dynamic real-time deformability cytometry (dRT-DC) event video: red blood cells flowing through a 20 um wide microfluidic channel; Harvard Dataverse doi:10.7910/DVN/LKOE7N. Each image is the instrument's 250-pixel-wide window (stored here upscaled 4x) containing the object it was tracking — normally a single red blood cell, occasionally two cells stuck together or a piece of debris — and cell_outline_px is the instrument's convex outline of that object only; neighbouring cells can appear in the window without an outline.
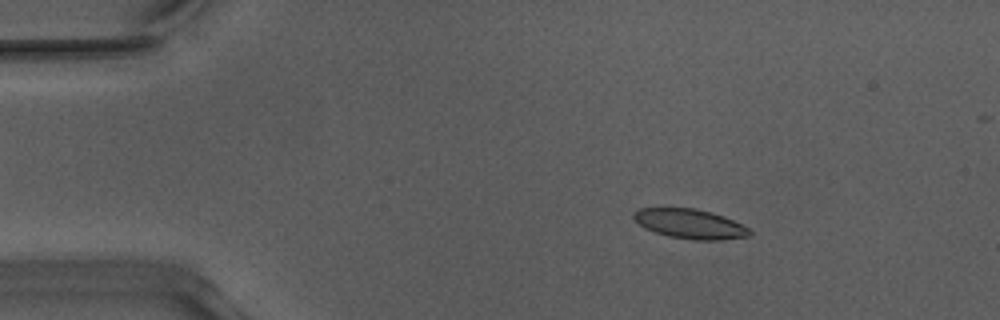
{"species": "Egyptian fruit bat (a non-hibernating species)", "species_latin": "Rousettus aegyptiacus", "temperature_condition": "warm", "stored_images_in_passage": 53, "camera_frame_rate_fps": 3000, "um_per_image_px": 0.085, "animal": {"sex": "male"}, "frame": {"image": 1, "passage_image": 8, "time_ms": 2.333, "image_size_px": [1000, 320], "cell_outline_px": [[752, 236], [720, 240], [696, 240], [668, 236], [644, 228], [632, 216], [632, 212], [640, 208], [696, 208], [712, 212], [724, 216], [748, 228], [752, 232]], "centroid_in_image_um": [58.66, 19.02], "position_along_channel_um": 26.3, "area_um2": 20.0}}
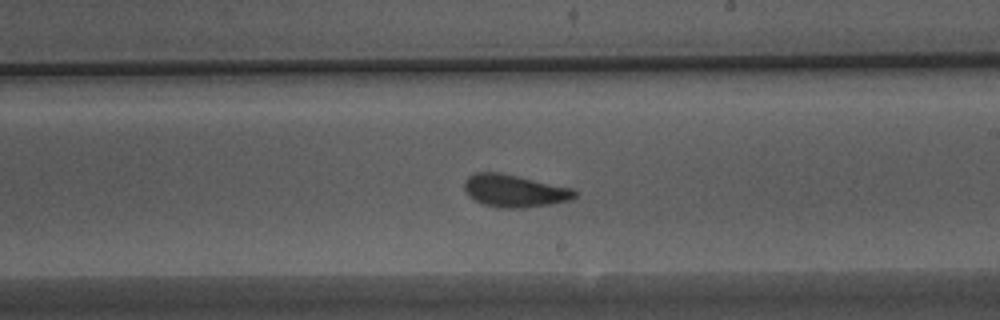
{"frame": {"image": 2, "passage_image": 30, "time_ms": 9.667, "image_size_px": [1000, 320], "cell_outline_px": [[576, 196], [568, 200], [548, 204], [520, 208], [500, 208], [484, 204], [468, 196], [464, 188], [464, 180], [468, 176], [476, 172], [500, 172], [576, 188]], "centroid_in_image_um": [43.73, 16.2], "position_along_channel_um": 245.3, "area_um2": 20.98}}
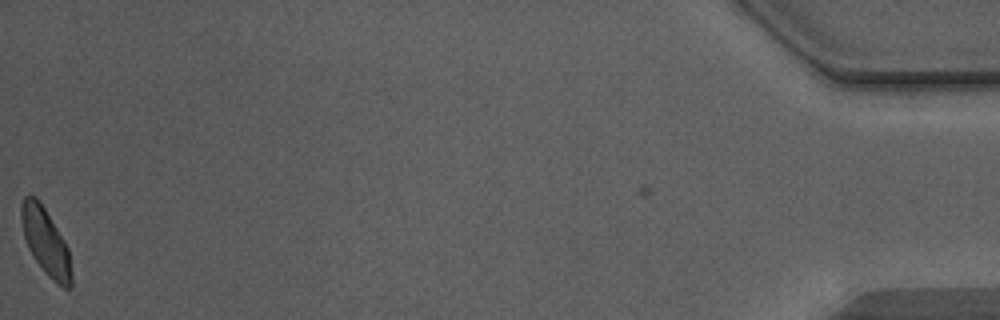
{"frame": {"image": 3, "passage_image": 52, "time_ms": 17.0, "image_size_px": [1000, 320], "cell_outline_px": [[72, 288], [64, 288], [56, 284], [48, 276], [32, 256], [28, 248], [24, 236], [20, 216], [20, 204], [24, 196], [36, 196], [40, 200], [64, 240], [68, 248], [72, 272]], "centroid_in_image_um": [3.88, 20.55], "position_along_channel_um": 431.3, "area_um2": 19.71}, "authors_computed_cell_mechanics": {"area_um2": 20.3456, "velocity_mm_per_s": 3.9396, "shape_relaxation_time_tau1_ms": 4.0675, "shape_relaxation_time_tau2_ms": 1.3608, "deformation_change_tau1": 0.1198, "deformation_change_tau2": 0.0843}}